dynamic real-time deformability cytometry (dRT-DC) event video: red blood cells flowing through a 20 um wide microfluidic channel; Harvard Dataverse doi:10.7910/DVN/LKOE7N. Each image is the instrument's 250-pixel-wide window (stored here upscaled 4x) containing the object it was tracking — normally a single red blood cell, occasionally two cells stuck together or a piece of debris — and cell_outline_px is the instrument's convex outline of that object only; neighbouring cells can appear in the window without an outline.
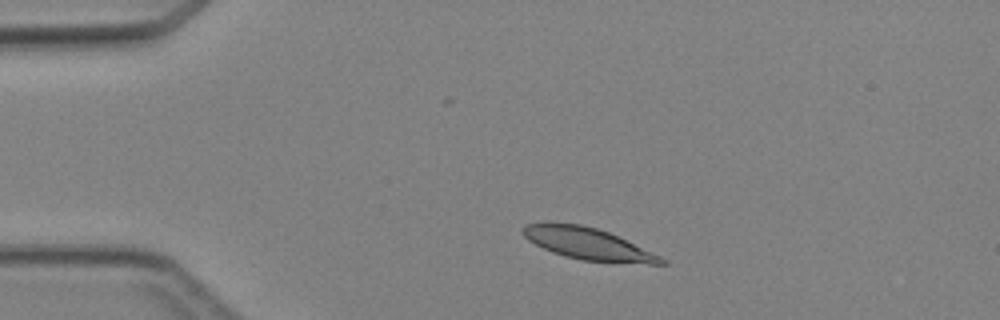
{"species": "Egyptian fruit bat (a non-hibernating species)", "species_latin": "Rousettus aegyptiacus", "temperature_condition": "cold", "stored_images_in_passage": 2, "camera_frame_rate_fps": 3000, "um_per_image_px": 0.085, "animal": {"sex": "female"}, "frame": {"image": 1, "passage_image": 1, "time_ms": 0.0, "image_size_px": [1000, 320], "cell_outline_px": [[668, 264], [648, 264], [580, 260], [564, 256], [552, 252], [528, 240], [524, 236], [520, 228], [524, 224], [544, 220], [548, 220], [580, 224], [596, 228], [608, 232], [660, 256], [668, 260]], "centroid_in_image_um": [49.88, 20.68], "position_along_channel_um": 35.1, "area_um2": 26.01}}